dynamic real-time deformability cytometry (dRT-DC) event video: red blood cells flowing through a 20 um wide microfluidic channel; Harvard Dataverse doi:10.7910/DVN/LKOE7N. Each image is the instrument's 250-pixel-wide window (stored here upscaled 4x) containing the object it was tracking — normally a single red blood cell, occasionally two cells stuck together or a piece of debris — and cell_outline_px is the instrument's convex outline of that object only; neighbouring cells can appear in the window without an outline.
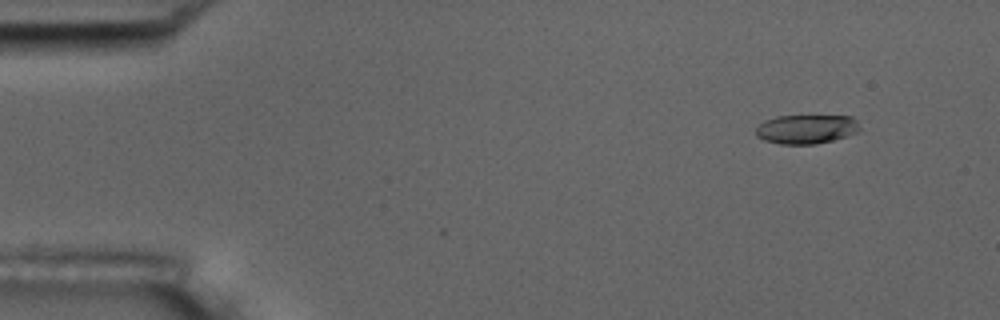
{"species": "common noctule bat (a hibernating species)", "species_latin": "Nyctalus noctula", "temperature_condition": "room temperature", "stored_images_in_passage": 5, "camera_frame_rate_fps": 3000, "um_per_image_px": 0.085, "animal": {"sex": "male", "body_mass_g": 17.5, "forearm_length_mm": 52.3}, "frame": {"image": 1, "passage_image": 2, "time_ms": 1.0, "image_size_px": [1000, 320], "cell_outline_px": [[860, 132], [832, 140], [816, 144], [780, 144], [764, 140], [756, 136], [756, 128], [764, 120], [776, 116], [852, 116], [856, 120], [860, 128]], "centroid_in_image_um": [68.54, 10.97], "position_along_channel_um": 16.5, "area_um2": 17.69}}
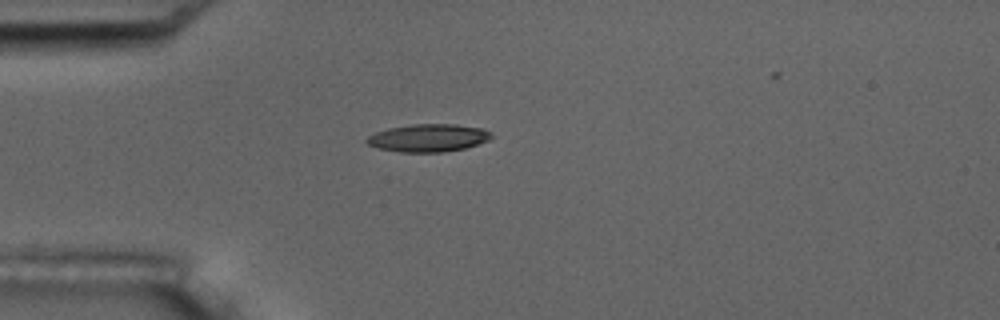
{"frame": {"image": 2, "passage_image": 5, "time_ms": 4.333, "image_size_px": [1000, 320], "cell_outline_px": [[492, 136], [488, 140], [464, 148], [444, 152], [400, 152], [376, 148], [368, 144], [364, 140], [368, 136], [376, 132], [388, 128], [412, 124], [456, 124], [484, 128], [492, 132]], "centroid_in_image_um": [36.39, 11.71], "position_along_channel_um": 48.6, "area_um2": 20.23}}